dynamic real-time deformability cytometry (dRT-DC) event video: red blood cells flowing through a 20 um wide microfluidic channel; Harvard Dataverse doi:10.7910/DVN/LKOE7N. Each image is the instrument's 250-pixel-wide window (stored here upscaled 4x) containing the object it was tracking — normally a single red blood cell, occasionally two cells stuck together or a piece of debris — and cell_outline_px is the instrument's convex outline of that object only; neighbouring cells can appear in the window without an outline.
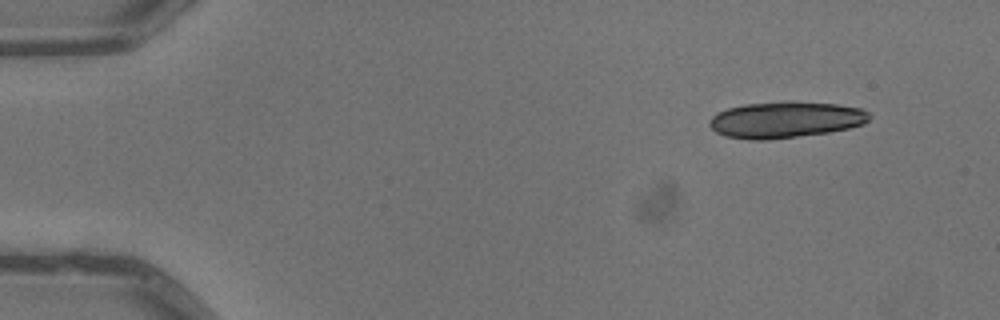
{"species": "common noctule bat (a hibernating species)", "species_latin": "Nyctalus noctula", "temperature_condition": "warm", "stored_images_in_passage": 4, "camera_frame_rate_fps": 3000, "um_per_image_px": 0.085, "animal": {"sex": "male", "body_mass_g": 13.3}, "frame": {"image": 1, "passage_image": 1, "time_ms": 0.0, "image_size_px": [1000, 320], "cell_outline_px": [[872, 116], [864, 124], [848, 128], [828, 132], [768, 140], [748, 140], [724, 136], [716, 132], [708, 124], [708, 120], [716, 112], [728, 108], [744, 104], [784, 100], [788, 100], [836, 104], [860, 108], [868, 112]], "centroid_in_image_um": [66.73, 10.16], "position_along_channel_um": 18.3, "area_um2": 34.28}}
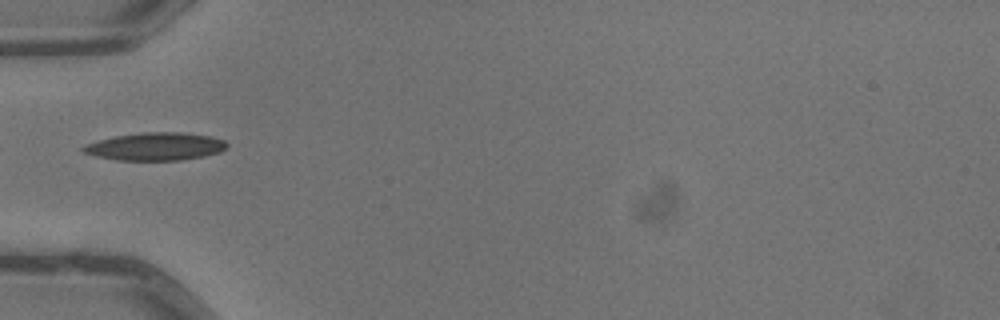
{"frame": {"image": 2, "passage_image": 4, "time_ms": 1.0, "image_size_px": [1000, 320], "cell_outline_px": [[228, 148], [220, 152], [204, 156], [180, 160], [116, 160], [96, 156], [84, 152], [80, 148], [84, 144], [116, 136], [144, 132], [180, 132], [212, 136], [224, 140], [228, 144]], "centroid_in_image_um": [13.25, 12.45], "position_along_channel_um": 71.8, "area_um2": 23.29}}